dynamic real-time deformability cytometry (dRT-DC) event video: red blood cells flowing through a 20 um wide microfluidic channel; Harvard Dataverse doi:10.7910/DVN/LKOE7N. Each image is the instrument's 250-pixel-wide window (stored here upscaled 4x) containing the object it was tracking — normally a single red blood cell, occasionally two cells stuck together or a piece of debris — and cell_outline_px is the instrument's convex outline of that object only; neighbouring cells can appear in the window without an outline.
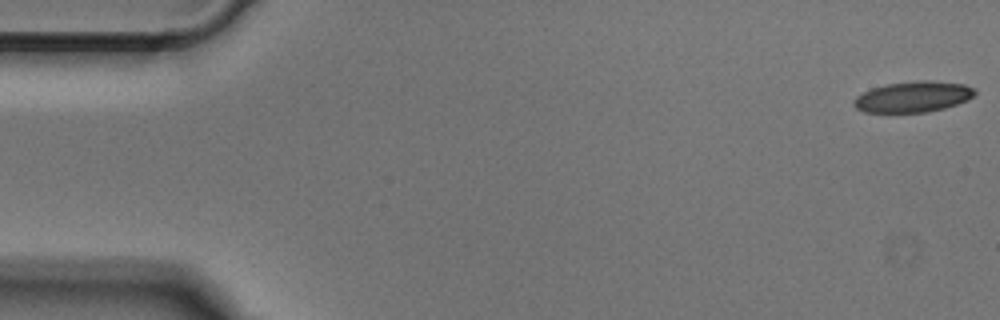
{"species": "Egyptian fruit bat (a non-hibernating species)", "species_latin": "Rousettus aegyptiacus", "temperature_condition": "cold", "stored_images_in_passage": 8, "camera_frame_rate_fps": 3000, "um_per_image_px": 0.085, "animal": {"sex": "male"}, "frame": {"image": 1, "passage_image": 1, "time_ms": 0.0, "image_size_px": [1000, 320], "cell_outline_px": [[976, 92], [968, 100], [944, 108], [928, 112], [864, 112], [856, 108], [852, 104], [852, 100], [856, 96], [872, 88], [888, 84], [916, 80], [932, 80], [964, 84], [976, 88]], "centroid_in_image_um": [77.62, 8.22], "position_along_channel_um": 7.4, "area_um2": 21.85}}